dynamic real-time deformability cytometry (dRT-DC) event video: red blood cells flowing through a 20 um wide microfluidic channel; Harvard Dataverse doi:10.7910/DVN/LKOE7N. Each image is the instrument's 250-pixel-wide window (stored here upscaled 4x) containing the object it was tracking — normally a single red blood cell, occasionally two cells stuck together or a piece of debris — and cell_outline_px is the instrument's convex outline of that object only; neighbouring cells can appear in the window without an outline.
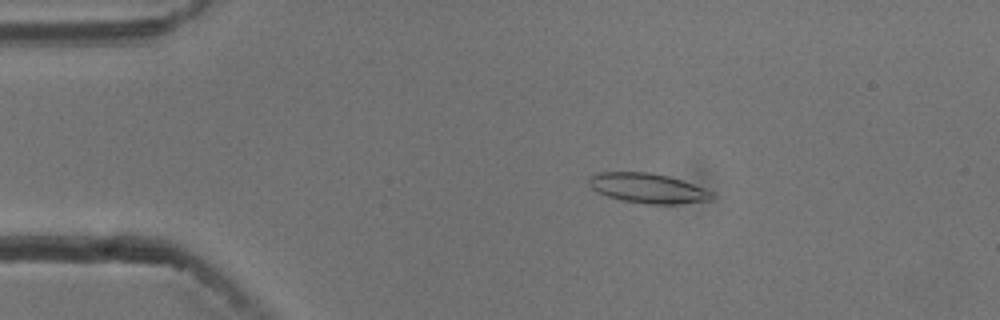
{"species": "common noctule bat (a hibernating species)", "species_latin": "Nyctalus noctula", "temperature_condition": "cold", "stored_images_in_passage": 52, "camera_frame_rate_fps": 3000, "um_per_image_px": 0.085, "animal": {"sex": "male", "body_mass_g": 13.3}, "frame": {"image": 1, "passage_image": 9, "time_ms": 2.667, "image_size_px": [1000, 320], "cell_outline_px": [[716, 196], [712, 200], [676, 204], [648, 204], [624, 200], [608, 196], [596, 192], [588, 184], [588, 180], [596, 172], [648, 172], [668, 176], [704, 188], [712, 192]], "centroid_in_image_um": [55.07, 16.0], "position_along_channel_um": 29.9, "area_um2": 21.27}}
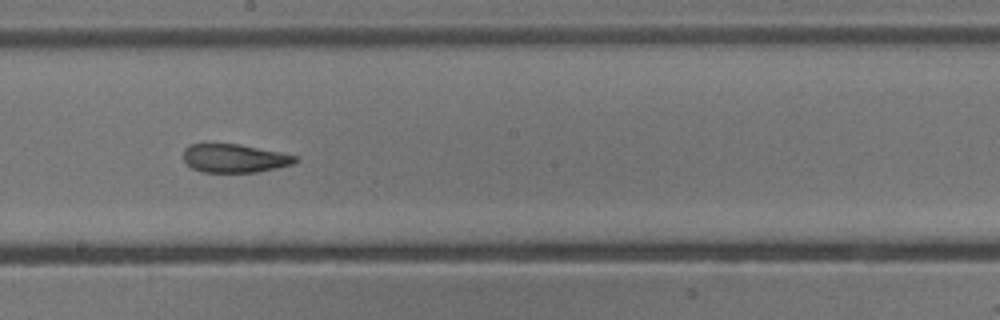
{"frame": {"image": 2, "passage_image": 29, "time_ms": 9.333, "image_size_px": [1000, 320], "cell_outline_px": [[300, 160], [292, 164], [276, 168], [256, 172], [204, 172], [192, 168], [184, 160], [184, 148], [188, 144], [240, 144], [280, 152], [296, 156]], "centroid_in_image_um": [19.94, 13.45], "position_along_channel_um": 228.3, "area_um2": 18.5}}
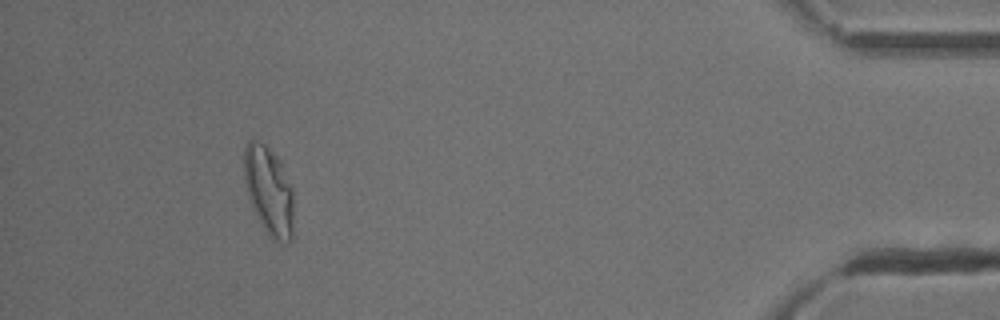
{"frame": {"image": 3, "passage_image": 49, "time_ms": 16.0, "image_size_px": [1000, 320], "cell_outline_px": [[292, 240], [288, 244], [284, 244], [272, 240], [268, 236], [248, 196], [244, 176], [244, 148], [248, 140], [256, 140], [264, 144], [280, 160], [292, 188]], "centroid_in_image_um": [22.86, 16.23], "position_along_channel_um": 412.3, "area_um2": 25.37}, "authors_computed_cell_mechanics": {"area_um2": 20.0855, "velocity_mm_per_s": 3.7508, "shape_relaxation_time_tau1_ms": null, "shape_relaxation_time_tau2_ms": 2.141, "deformation_change_tau1": null, "deformation_change_tau2": 0.1002}}